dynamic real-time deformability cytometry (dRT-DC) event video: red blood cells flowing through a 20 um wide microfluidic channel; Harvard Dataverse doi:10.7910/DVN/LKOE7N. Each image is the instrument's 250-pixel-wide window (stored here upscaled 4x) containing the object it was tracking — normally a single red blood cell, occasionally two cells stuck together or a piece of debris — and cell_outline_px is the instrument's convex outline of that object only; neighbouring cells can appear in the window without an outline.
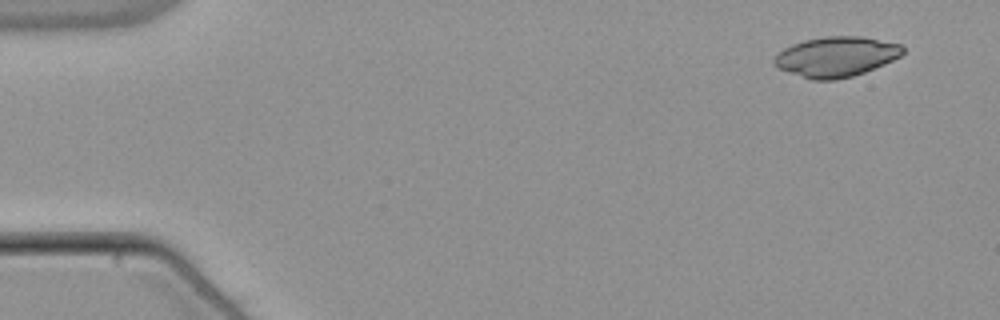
{"species": "common noctule bat (a hibernating species)", "species_latin": "Nyctalus noctula", "temperature_condition": "warm", "stored_images_in_passage": 51, "camera_frame_rate_fps": 3000, "um_per_image_px": 0.085, "animal": {"sex": "male", "body_mass_g": 21.5, "forearm_length_mm": 52.0}, "frame": {"image": 1, "passage_image": 1, "time_ms": 0.0, "image_size_px": [1000, 320], "cell_outline_px": [[904, 52], [900, 56], [884, 64], [864, 72], [852, 76], [836, 80], [812, 80], [776, 68], [772, 64], [772, 60], [784, 48], [792, 44], [804, 40], [824, 36], [860, 36], [900, 44], [904, 48]], "centroid_in_image_um": [71.03, 4.82], "position_along_channel_um": 14.0, "area_um2": 30.06}}
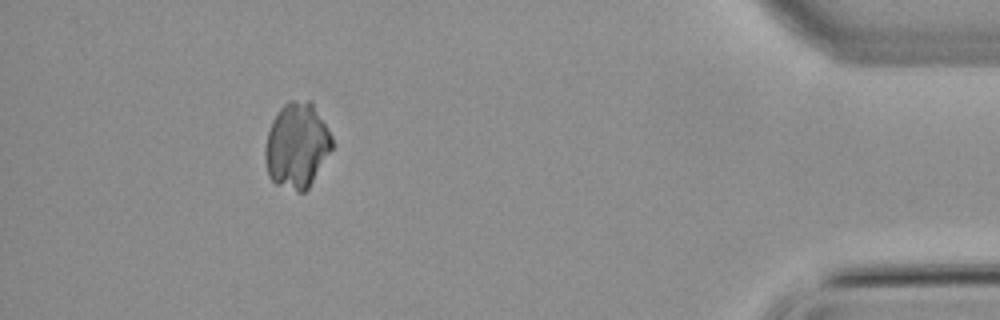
{"frame": {"image": 2, "passage_image": 46, "time_ms": 15.0, "image_size_px": [1000, 320], "cell_outline_px": [[332, 148], [308, 188], [304, 192], [296, 192], [276, 184], [268, 176], [264, 160], [264, 148], [268, 132], [272, 120], [280, 108], [288, 100], [312, 100], [332, 136]], "centroid_in_image_um": [25.21, 12.35], "position_along_channel_um": 410.0, "area_um2": 33.47}}